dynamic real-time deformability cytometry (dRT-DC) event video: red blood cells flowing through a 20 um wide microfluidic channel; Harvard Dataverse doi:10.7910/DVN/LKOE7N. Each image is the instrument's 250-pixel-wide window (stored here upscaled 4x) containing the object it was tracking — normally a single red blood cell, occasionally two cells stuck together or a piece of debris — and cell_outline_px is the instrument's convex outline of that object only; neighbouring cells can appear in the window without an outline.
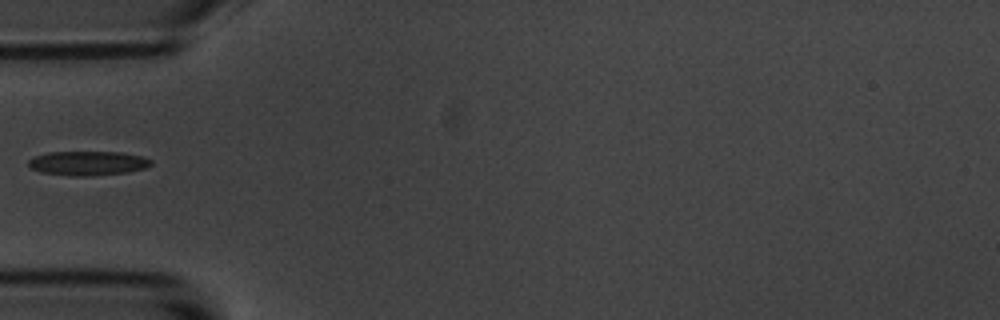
{"species": "common noctule bat (a hibernating species)", "species_latin": "Nyctalus noctula", "temperature_condition": "room temperature", "stored_images_in_passage": 7, "camera_frame_rate_fps": 3000, "um_per_image_px": 0.085, "animal": {"sex": "male", "body_mass_g": 20.1, "forearm_length_mm": 53.5}, "frame": {"image": 1, "passage_image": 7, "time_ms": 7.0, "image_size_px": [1000, 320], "cell_outline_px": [[152, 164], [144, 168], [128, 172], [92, 176], [72, 176], [44, 172], [32, 168], [28, 164], [28, 160], [36, 156], [48, 152], [120, 152], [140, 156], [152, 160]], "centroid_in_image_um": [7.49, 13.87], "position_along_channel_um": 77.5, "area_um2": 17.17}}